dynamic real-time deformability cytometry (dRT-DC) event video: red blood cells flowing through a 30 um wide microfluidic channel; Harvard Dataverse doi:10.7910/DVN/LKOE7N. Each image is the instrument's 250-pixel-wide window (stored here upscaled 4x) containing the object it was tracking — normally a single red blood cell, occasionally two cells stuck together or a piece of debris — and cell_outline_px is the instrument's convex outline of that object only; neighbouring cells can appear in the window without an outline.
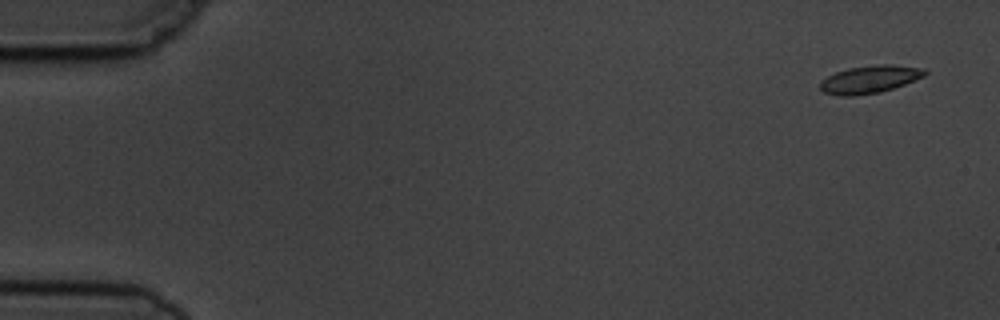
{"species": "common noctule bat (a hibernating species)", "species_latin": "Nyctalus noctula", "temperature_condition": "cold", "stored_images_in_passage": 7, "camera_frame_rate_fps": 3000, "um_per_image_px": 0.085, "animal": {"sex": "male", "body_mass_g": 19.5, "forearm_length_mm": 54.6}, "frame": {"image": 1, "passage_image": 1, "time_ms": 0.0, "image_size_px": [1000, 320], "cell_outline_px": [[928, 72], [924, 76], [904, 84], [880, 92], [852, 96], [840, 96], [824, 92], [820, 88], [820, 80], [836, 72], [848, 68], [880, 64], [892, 64], [924, 68]], "centroid_in_image_um": [73.92, 6.73], "position_along_channel_um": 11.1, "area_um2": 16.82}}
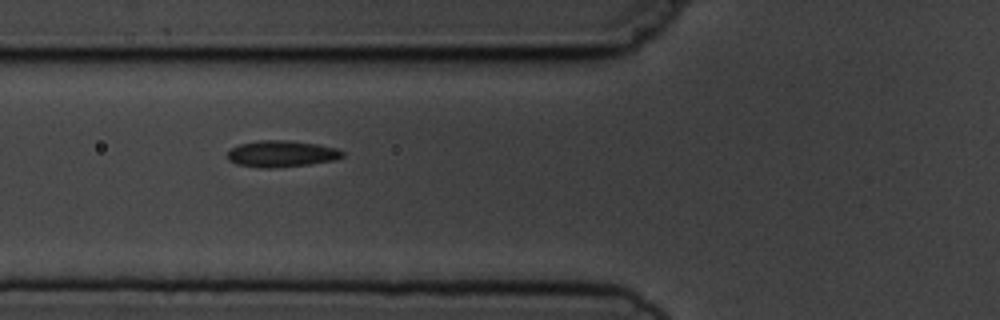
{"frame": {"image": 2, "passage_image": 6, "time_ms": 6.0, "image_size_px": [1000, 320], "cell_outline_px": [[344, 156], [336, 160], [308, 164], [272, 168], [264, 168], [236, 164], [228, 160], [228, 152], [232, 148], [240, 144], [260, 140], [288, 140], [316, 144], [336, 148], [344, 152]], "centroid_in_image_um": [23.94, 13.07], "position_along_channel_um": 101.9, "area_um2": 17.63}}
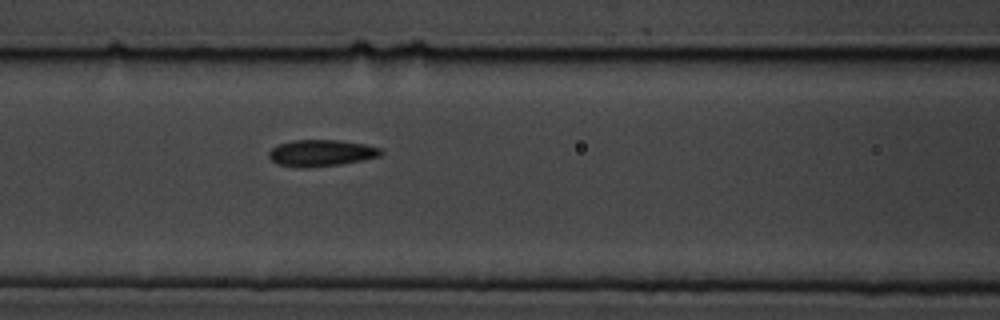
{"frame": {"image": 3, "passage_image": 7, "time_ms": 7.0, "image_size_px": [1000, 320], "cell_outline_px": [[384, 152], [380, 156], [340, 164], [304, 168], [296, 168], [276, 164], [268, 156], [268, 152], [272, 148], [280, 144], [292, 140], [340, 140], [364, 144], [380, 148]], "centroid_in_image_um": [27.27, 13.01], "position_along_channel_um": 139.3, "area_um2": 17.34}}